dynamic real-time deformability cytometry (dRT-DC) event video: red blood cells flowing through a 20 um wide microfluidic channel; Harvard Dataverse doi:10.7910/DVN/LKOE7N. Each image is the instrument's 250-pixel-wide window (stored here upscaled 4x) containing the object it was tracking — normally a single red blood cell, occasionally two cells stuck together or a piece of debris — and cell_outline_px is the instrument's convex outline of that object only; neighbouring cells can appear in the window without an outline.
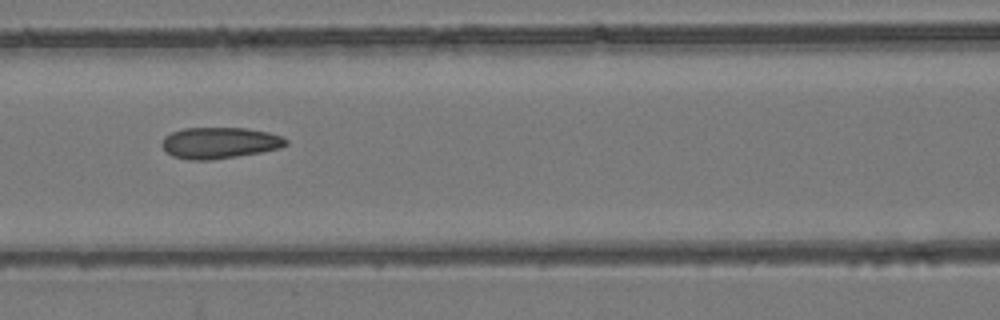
{"species": "common noctule bat (a hibernating species)", "species_latin": "Nyctalus noctula", "temperature_condition": "room temperature", "stored_images_in_passage": 8, "camera_frame_rate_fps": 3000, "um_per_image_px": 0.085, "animal": {"sex": "female", "body_mass_g": 24.6, "forearm_length_mm": 56.2}, "frame": {"image": 1, "passage_image": 6, "time_ms": 5.667, "image_size_px": [1000, 320], "cell_outline_px": [[288, 144], [280, 148], [260, 152], [212, 160], [188, 160], [172, 156], [160, 144], [164, 136], [172, 132], [184, 128], [244, 128], [268, 132], [280, 136], [288, 140]], "centroid_in_image_um": [18.64, 12.14], "position_along_channel_um": 148.0, "area_um2": 22.54}}
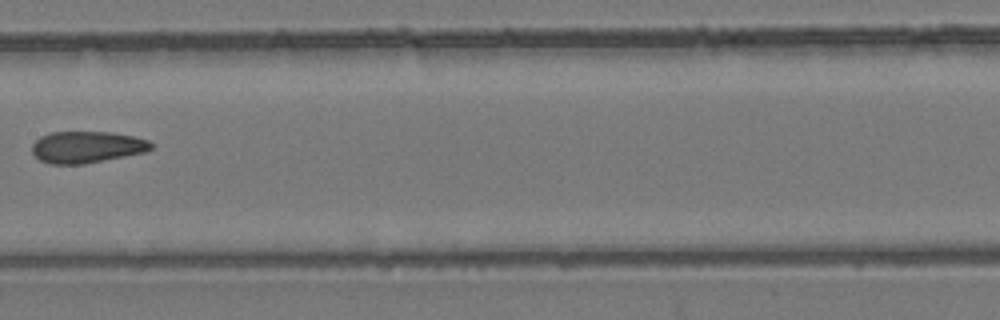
{"frame": {"image": 2, "passage_image": 7, "time_ms": 7.0, "image_size_px": [1000, 320], "cell_outline_px": [[152, 148], [144, 152], [84, 164], [48, 164], [40, 160], [32, 152], [32, 144], [40, 136], [52, 132], [112, 132], [132, 136], [148, 140], [152, 144]], "centroid_in_image_um": [7.34, 12.5], "position_along_channel_um": 200.1, "area_um2": 21.85}}
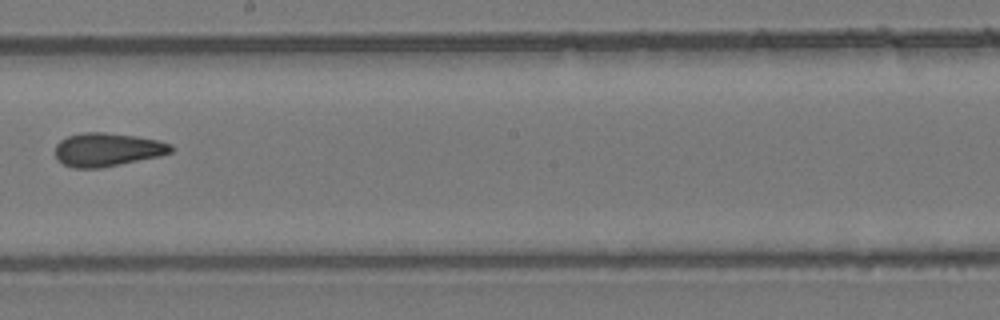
{"frame": {"image": 3, "passage_image": 8, "time_ms": 8.0, "image_size_px": [1000, 320], "cell_outline_px": [[176, 148], [172, 152], [160, 156], [100, 168], [72, 168], [64, 164], [56, 156], [56, 144], [60, 140], [68, 136], [84, 132], [104, 132], [136, 136], [160, 140], [172, 144]], "centroid_in_image_um": [9.17, 12.71], "position_along_channel_um": 239.0, "area_um2": 22.66}}